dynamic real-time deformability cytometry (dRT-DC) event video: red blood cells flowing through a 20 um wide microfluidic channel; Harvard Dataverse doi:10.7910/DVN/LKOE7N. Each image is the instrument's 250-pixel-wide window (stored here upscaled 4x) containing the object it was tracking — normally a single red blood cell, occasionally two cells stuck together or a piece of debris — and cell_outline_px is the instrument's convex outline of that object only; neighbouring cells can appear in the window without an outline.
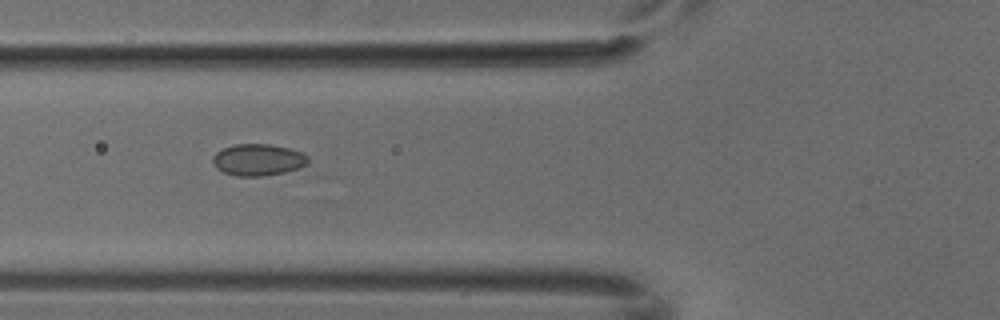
{"species": "common noctule bat (a hibernating species)", "species_latin": "Nyctalus noctula", "temperature_condition": "cold", "stored_images_in_passage": 6, "camera_frame_rate_fps": 3000, "um_per_image_px": 0.085, "animal": {"sex": "male", "body_mass_g": 18.8}, "frame": {"image": 1, "passage_image": 4, "time_ms": 1.0, "image_size_px": [1000, 320], "cell_outline_px": [[308, 164], [300, 168], [284, 172], [264, 176], [236, 176], [224, 172], [216, 168], [212, 164], [212, 156], [216, 152], [232, 144], [272, 144], [288, 148], [300, 152], [308, 156]], "centroid_in_image_um": [21.92, 13.58], "position_along_channel_um": 103.9, "area_um2": 17.74}}
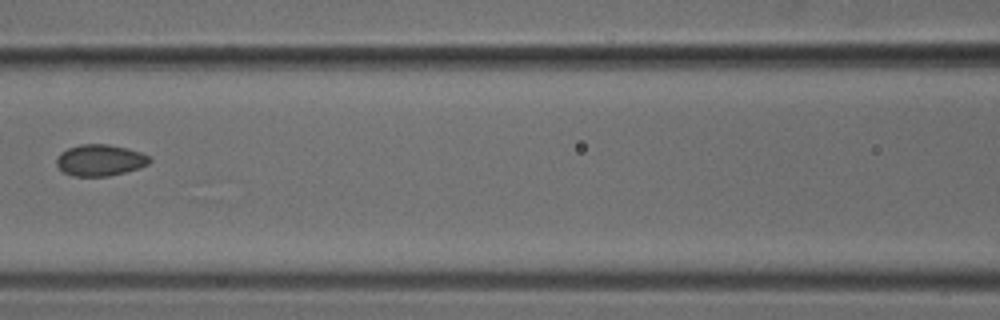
{"frame": {"image": 2, "passage_image": 5, "time_ms": 1.333, "image_size_px": [1000, 320], "cell_outline_px": [[152, 160], [148, 164], [140, 168], [108, 176], [72, 176], [64, 172], [56, 164], [56, 156], [60, 152], [68, 148], [80, 144], [108, 144], [128, 148], [140, 152], [148, 156]], "centroid_in_image_um": [8.49, 13.61], "position_along_channel_um": 158.1, "area_um2": 17.11}}
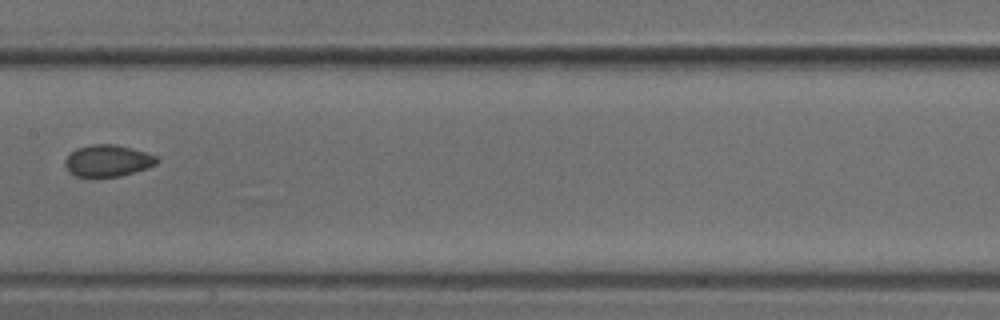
{"frame": {"image": 3, "passage_image": 6, "time_ms": 1.667, "image_size_px": [1000, 320], "cell_outline_px": [[160, 160], [156, 164], [148, 168], [120, 176], [76, 176], [68, 172], [64, 164], [64, 160], [76, 148], [92, 144], [116, 144], [132, 148], [156, 156]], "centroid_in_image_um": [9.16, 13.65], "position_along_channel_um": 198.2, "area_um2": 16.94}}